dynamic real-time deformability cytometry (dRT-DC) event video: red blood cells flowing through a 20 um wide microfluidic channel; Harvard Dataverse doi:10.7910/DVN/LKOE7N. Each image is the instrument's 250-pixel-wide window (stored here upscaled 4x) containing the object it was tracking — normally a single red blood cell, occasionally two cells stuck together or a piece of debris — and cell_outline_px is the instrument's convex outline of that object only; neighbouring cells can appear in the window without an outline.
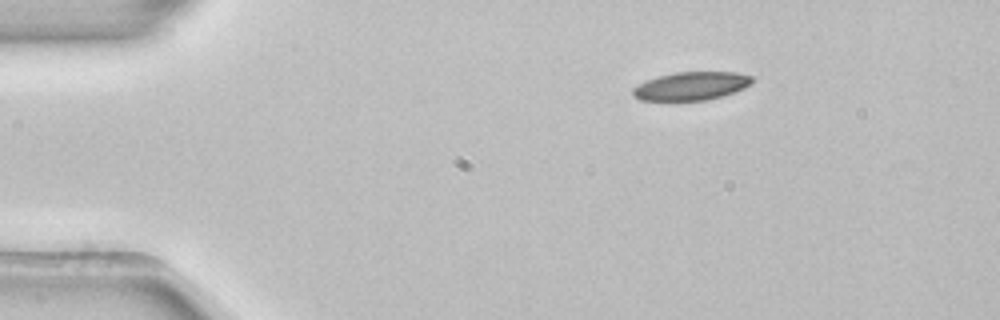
{"species": "common noctule bat (a hibernating species)", "species_latin": "Nyctalus noctula", "temperature_condition": "room temperature", "stored_images_in_passage": 43, "camera_frame_rate_fps": 3000, "um_per_image_px": 0.085, "animal": {"sex": "female", "body_mass_g": 22.7, "forearm_length_mm": 54.2}, "frame": {"image": 1, "passage_image": 1, "time_ms": 0.0, "image_size_px": [1000, 320], "cell_outline_px": [[752, 80], [744, 88], [720, 96], [704, 100], [640, 100], [632, 96], [632, 88], [648, 80], [660, 76], [676, 72], [736, 72], [752, 76]], "centroid_in_image_um": [58.72, 7.31], "position_along_channel_um": 26.3, "area_um2": 19.25}}
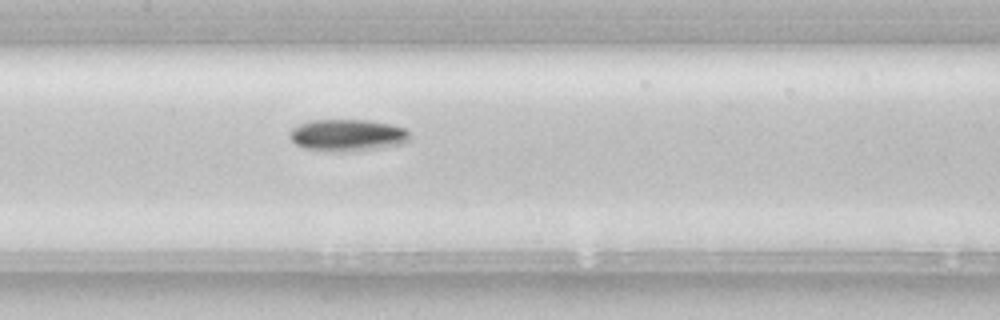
{"frame": {"image": 2, "passage_image": 18, "time_ms": 5.667, "image_size_px": [1000, 320], "cell_outline_px": [[408, 140], [400, 144], [384, 148], [344, 152], [332, 152], [304, 148], [296, 144], [288, 136], [288, 132], [292, 128], [308, 120], [368, 120], [392, 124], [404, 128], [408, 132]], "centroid_in_image_um": [29.5, 11.5], "position_along_channel_um": 177.9, "area_um2": 22.54}}
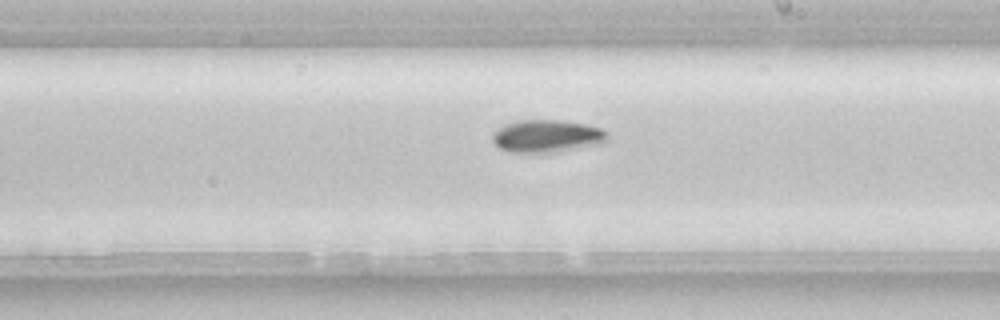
{"frame": {"image": 3, "passage_image": 23, "time_ms": 7.333, "image_size_px": [1000, 320], "cell_outline_px": [[608, 140], [604, 144], [560, 152], [508, 152], [500, 148], [492, 140], [492, 132], [516, 120], [564, 120], [584, 124], [600, 128], [608, 136]], "centroid_in_image_um": [46.52, 11.58], "position_along_channel_um": 242.5, "area_um2": 21.96}}